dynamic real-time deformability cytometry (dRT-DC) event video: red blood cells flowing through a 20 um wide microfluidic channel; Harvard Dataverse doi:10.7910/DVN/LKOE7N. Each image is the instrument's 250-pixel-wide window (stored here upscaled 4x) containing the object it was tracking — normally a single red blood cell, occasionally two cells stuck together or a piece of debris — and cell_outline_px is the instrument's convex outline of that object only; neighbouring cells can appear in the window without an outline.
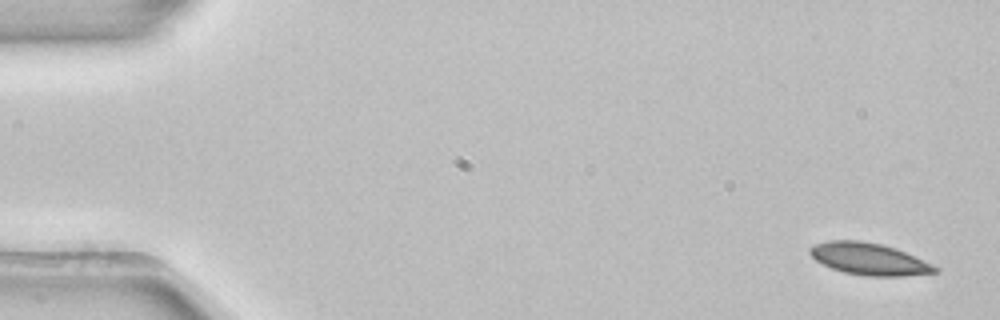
{"species": "common noctule bat (a hibernating species)", "species_latin": "Nyctalus noctula", "temperature_condition": "room temperature", "stored_images_in_passage": 5, "segment_of_instrument_passage": [2, 2], "camera_frame_rate_fps": 3000, "um_per_image_px": 0.085, "animal": {"sex": "female", "body_mass_g": 22.7, "forearm_length_mm": 54.2}, "frame": {"image": 1, "passage_image": 5, "time_ms": 1.333, "image_size_px": [1000, 320], "cell_outline_px": [[940, 272], [904, 276], [864, 276], [844, 272], [832, 268], [816, 260], [808, 252], [808, 248], [816, 244], [828, 240], [860, 240], [880, 244], [896, 248], [916, 256], [940, 268]], "centroid_in_image_um": [73.9, 22.01], "position_along_channel_um": 11.1, "area_um2": 23.41}}